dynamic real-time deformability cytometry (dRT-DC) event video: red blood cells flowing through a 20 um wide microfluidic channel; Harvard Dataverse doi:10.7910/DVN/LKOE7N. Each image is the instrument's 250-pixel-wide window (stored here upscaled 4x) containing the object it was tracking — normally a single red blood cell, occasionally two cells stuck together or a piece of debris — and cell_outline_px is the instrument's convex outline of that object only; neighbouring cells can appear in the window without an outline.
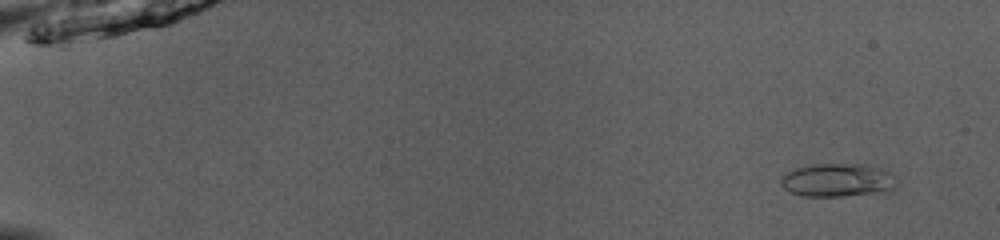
{"species": "common noctule bat (a hibernating species)", "species_latin": "Nyctalus noctula", "temperature_condition": "room temperature", "stored_images_in_passage": 52, "camera_frame_rate_fps": 3000, "um_per_image_px": 0.085, "animal": {"sex": "male", "body_mass_g": 13.0, "forearm_length_mm": 53.1}, "frame": {"image": 1, "passage_image": 4, "time_ms": 1.0, "image_size_px": [1000, 240], "cell_outline_px": [[896, 188], [892, 192], [840, 196], [804, 196], [788, 192], [780, 184], [780, 180], [788, 172], [796, 168], [812, 164], [872, 164], [896, 176]], "centroid_in_image_um": [71.26, 15.32], "position_along_channel_um": 13.7, "area_um2": 22.89}}
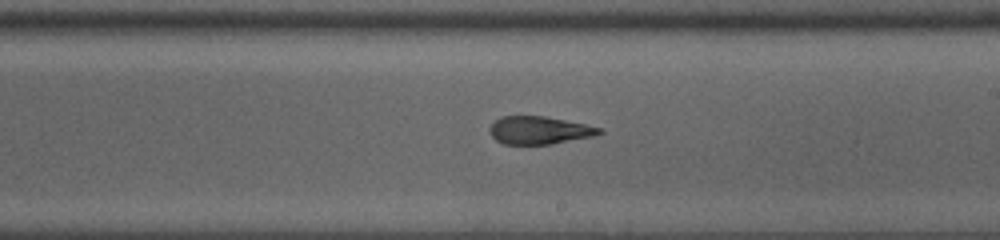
{"frame": {"image": 2, "passage_image": 32, "time_ms": 10.333, "image_size_px": [1000, 240], "cell_outline_px": [[604, 132], [592, 136], [552, 144], [504, 144], [496, 140], [492, 136], [492, 124], [500, 116], [544, 116], [604, 128]], "centroid_in_image_um": [45.87, 11.07], "position_along_channel_um": 243.1, "area_um2": 17.51}}
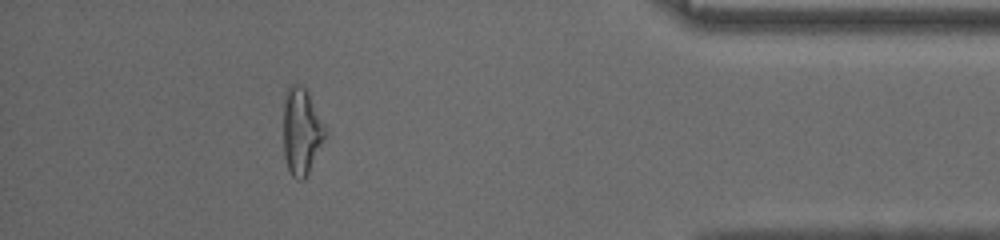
{"frame": {"image": 3, "passage_image": 47, "time_ms": 15.333, "image_size_px": [1000, 240], "cell_outline_px": [[328, 132], [304, 180], [296, 180], [292, 176], [288, 168], [284, 156], [284, 92], [292, 84], [296, 84], [308, 88]], "centroid_in_image_um": [25.64, 11.11], "position_along_channel_um": 409.6, "area_um2": 21.39}, "authors_computed_cell_mechanics": {"area_um2": 19.3919, "velocity_mm_per_s": 3.998, "shape_relaxation_time_tau1_ms": null, "shape_relaxation_time_tau2_ms": 1.2388, "deformation_change_tau1": null, "deformation_change_tau2": 0.0989}}